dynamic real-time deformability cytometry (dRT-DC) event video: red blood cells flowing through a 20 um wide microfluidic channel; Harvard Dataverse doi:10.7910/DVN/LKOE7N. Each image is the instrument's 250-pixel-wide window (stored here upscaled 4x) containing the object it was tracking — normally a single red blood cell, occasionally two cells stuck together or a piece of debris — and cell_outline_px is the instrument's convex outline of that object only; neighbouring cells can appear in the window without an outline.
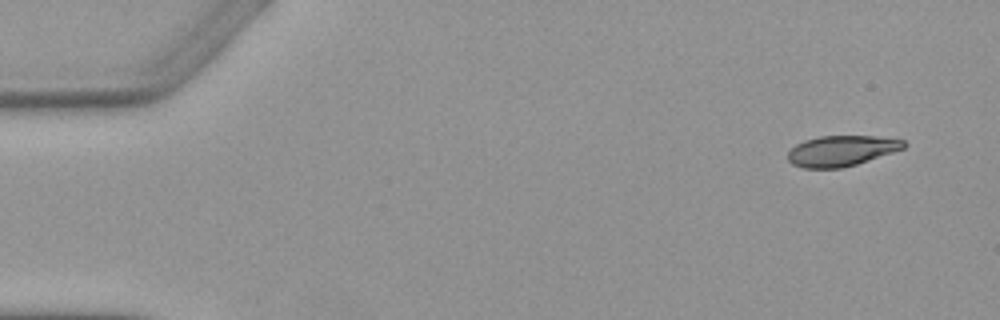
{"species": "Egyptian fruit bat (a non-hibernating species)", "species_latin": "Rousettus aegyptiacus", "temperature_condition": "warm", "stored_images_in_passage": 4, "camera_frame_rate_fps": 3000, "um_per_image_px": 0.085, "animal": {"sex": "female"}, "frame": {"image": 1, "passage_image": 1, "time_ms": 0.0, "image_size_px": [1000, 320], "cell_outline_px": [[908, 144], [904, 148], [856, 164], [840, 168], [804, 168], [792, 164], [788, 160], [788, 152], [796, 144], [804, 140], [820, 136], [876, 136], [904, 140]], "centroid_in_image_um": [71.51, 12.81], "position_along_channel_um": 13.5, "area_um2": 20.52}}
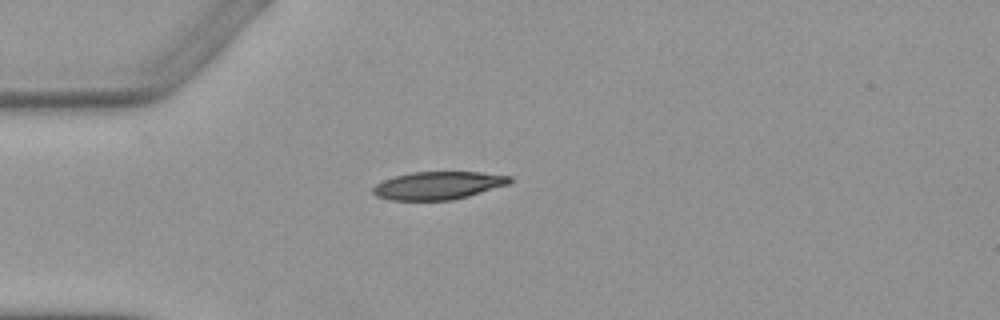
{"frame": {"image": 2, "passage_image": 4, "time_ms": 3.667, "image_size_px": [1000, 320], "cell_outline_px": [[512, 180], [508, 184], [468, 196], [452, 200], [392, 200], [376, 196], [372, 192], [372, 188], [376, 184], [384, 180], [396, 176], [412, 172], [480, 172], [512, 176]], "centroid_in_image_um": [37.24, 15.76], "position_along_channel_um": 47.8, "area_um2": 22.08}}